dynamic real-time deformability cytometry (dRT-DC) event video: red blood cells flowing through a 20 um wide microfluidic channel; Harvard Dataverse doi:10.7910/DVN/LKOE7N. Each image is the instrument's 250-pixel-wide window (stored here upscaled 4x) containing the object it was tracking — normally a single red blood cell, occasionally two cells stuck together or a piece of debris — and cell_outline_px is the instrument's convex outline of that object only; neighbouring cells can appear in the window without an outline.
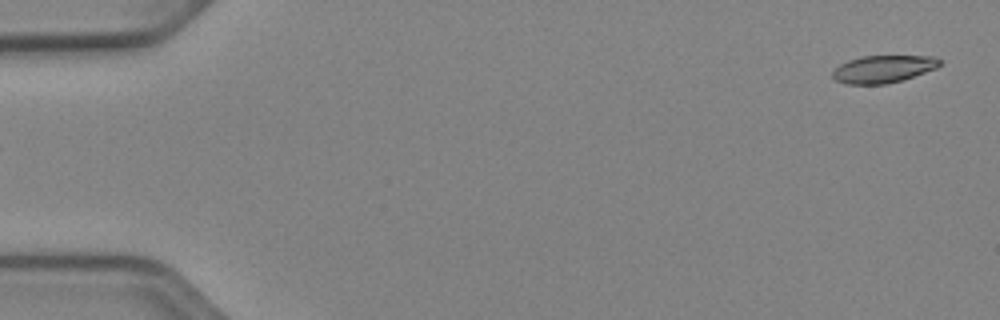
{"species": "Egyptian fruit bat (a non-hibernating species)", "species_latin": "Rousettus aegyptiacus", "temperature_condition": "cold", "stored_images_in_passage": 51, "camera_frame_rate_fps": 3000, "um_per_image_px": 0.085, "animal": {"sex": "female"}, "frame": {"image": 1, "passage_image": 1, "time_ms": 0.0, "image_size_px": [1000, 320], "cell_outline_px": [[940, 64], [936, 68], [900, 80], [884, 84], [844, 84], [836, 80], [832, 76], [832, 72], [840, 64], [848, 60], [860, 56], [936, 56], [940, 60]], "centroid_in_image_um": [75.04, 5.86], "position_along_channel_um": 10.0, "area_um2": 16.94}}
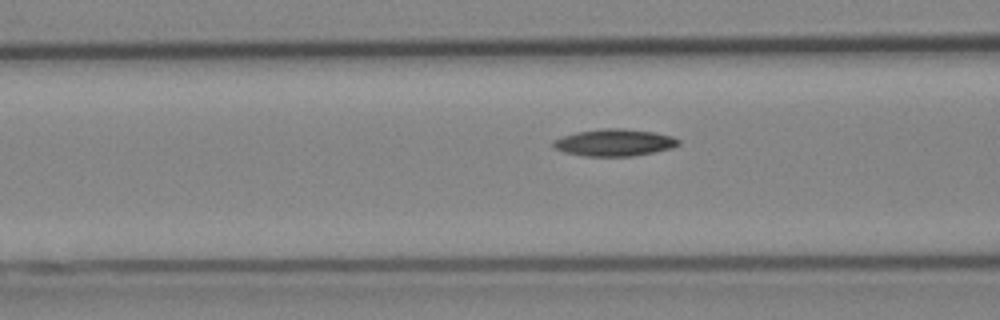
{"frame": {"image": 2, "passage_image": 20, "time_ms": 6.333, "image_size_px": [1000, 320], "cell_outline_px": [[680, 144], [672, 148], [632, 156], [584, 156], [564, 152], [552, 148], [552, 140], [560, 136], [576, 132], [604, 128], [624, 128], [656, 132], [672, 136], [680, 140]], "centroid_in_image_um": [52.18, 12.11], "position_along_channel_um": 114.4, "area_um2": 19.94}}
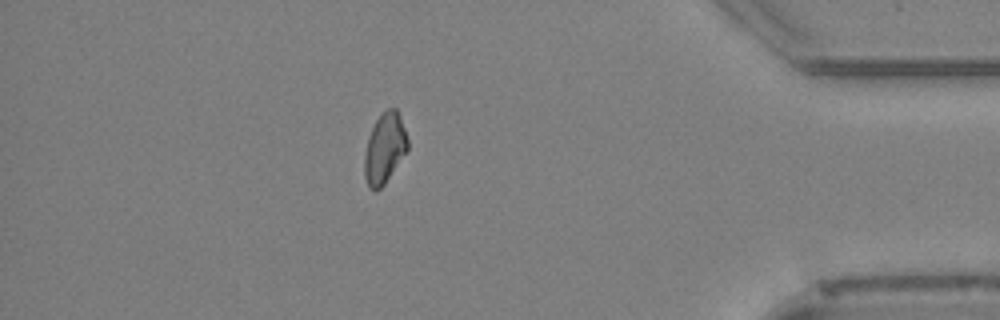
{"frame": {"image": 3, "passage_image": 45, "time_ms": 14.667, "image_size_px": [1000, 320], "cell_outline_px": [[408, 148], [384, 184], [376, 192], [368, 188], [364, 176], [364, 156], [368, 136], [376, 120], [388, 108], [396, 108], [400, 116], [408, 140]], "centroid_in_image_um": [32.66, 12.63], "position_along_channel_um": 402.5, "area_um2": 17.51}}